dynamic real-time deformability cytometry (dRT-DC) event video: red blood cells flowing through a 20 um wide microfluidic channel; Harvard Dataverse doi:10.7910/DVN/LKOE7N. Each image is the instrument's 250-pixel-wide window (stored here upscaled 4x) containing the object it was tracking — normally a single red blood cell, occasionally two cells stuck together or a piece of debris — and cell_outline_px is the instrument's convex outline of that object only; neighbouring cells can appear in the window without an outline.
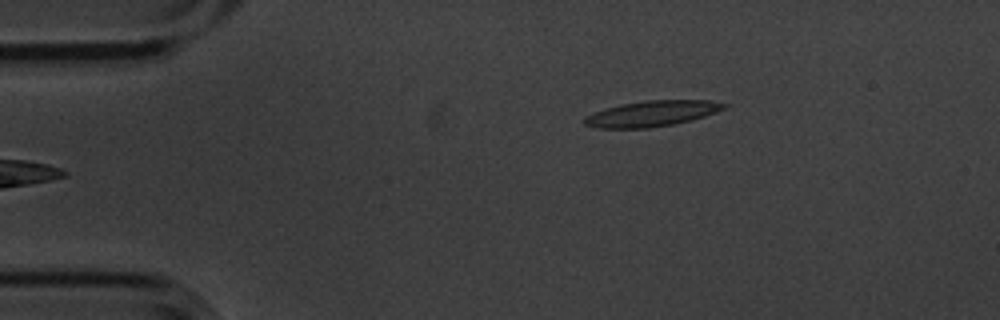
{"species": "common noctule bat (a hibernating species)", "species_latin": "Nyctalus noctula", "temperature_condition": "cold", "stored_images_in_passage": 2, "camera_frame_rate_fps": 3000, "um_per_image_px": 0.085, "animal": {"sex": "male", "body_mass_g": 20.1, "forearm_length_mm": 53.5}, "frame": {"image": 1, "passage_image": 1, "time_ms": 0.0, "image_size_px": [1000, 320], "cell_outline_px": [[732, 104], [716, 112], [692, 120], [672, 124], [648, 128], [600, 128], [584, 124], [584, 116], [604, 108], [620, 104], [648, 100], [708, 100]], "centroid_in_image_um": [55.42, 9.64], "position_along_channel_um": 29.6, "area_um2": 20.92}}